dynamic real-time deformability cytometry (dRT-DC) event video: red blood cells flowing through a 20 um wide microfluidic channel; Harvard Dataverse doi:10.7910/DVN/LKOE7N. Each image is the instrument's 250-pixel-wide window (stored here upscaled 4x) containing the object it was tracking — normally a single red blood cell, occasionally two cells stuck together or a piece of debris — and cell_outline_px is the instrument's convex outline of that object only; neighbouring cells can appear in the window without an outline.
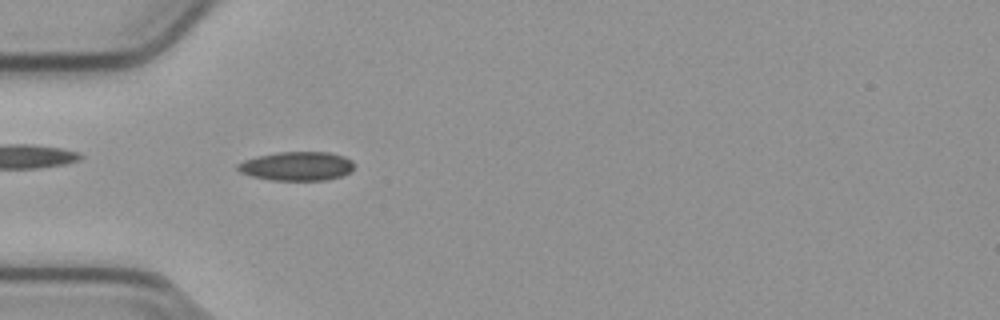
{"species": "common noctule bat (a hibernating species)", "species_latin": "Nyctalus noctula", "temperature_condition": "cold", "stored_images_in_passage": 35, "camera_frame_rate_fps": 3000, "um_per_image_px": 0.085, "animal": {"sex": "male", "body_mass_g": 23.1, "forearm_length_mm": 52.7}, "frame": {"image": 1, "passage_image": 5, "time_ms": 1.333, "image_size_px": [1000, 320], "cell_outline_px": [[352, 172], [344, 176], [324, 180], [272, 180], [252, 176], [240, 172], [236, 168], [236, 164], [244, 160], [256, 156], [280, 152], [328, 152], [344, 156], [352, 160]], "centroid_in_image_um": [25.23, 14.12], "position_along_channel_um": 59.8, "area_um2": 19.71}}
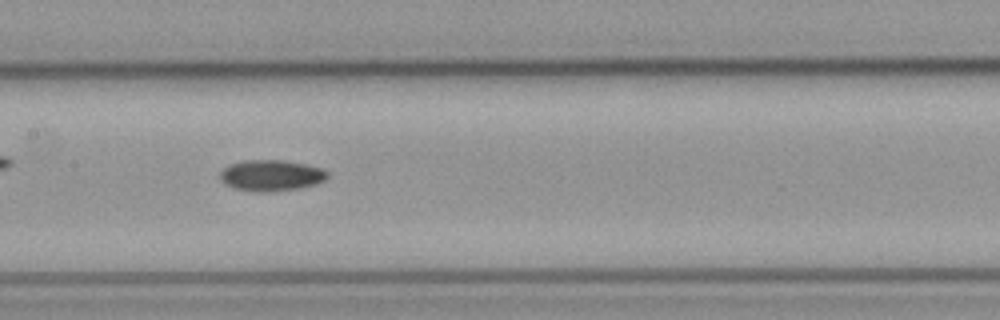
{"frame": {"image": 2, "passage_image": 15, "time_ms": 4.667, "image_size_px": [1000, 320], "cell_outline_px": [[328, 176], [324, 180], [316, 184], [300, 188], [268, 192], [256, 192], [236, 188], [228, 184], [220, 176], [220, 172], [228, 164], [244, 160], [284, 160], [304, 164], [320, 168], [328, 172]], "centroid_in_image_um": [23.07, 14.9], "position_along_channel_um": 184.3, "area_um2": 19.25}}
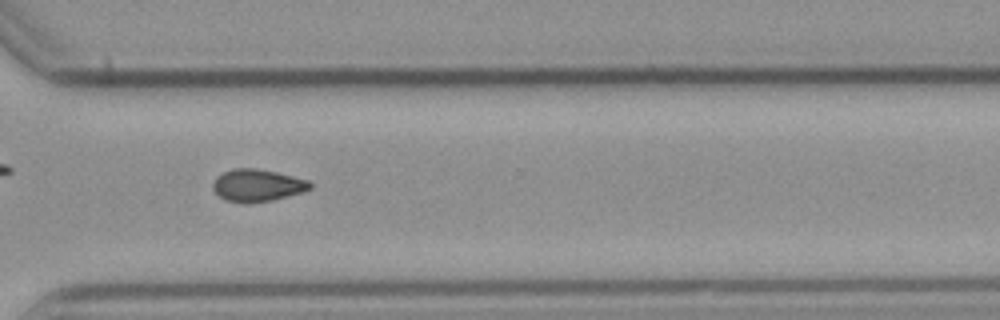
{"frame": {"image": 3, "passage_image": 28, "time_ms": 9.0, "image_size_px": [1000, 320], "cell_outline_px": [[312, 188], [304, 192], [272, 200], [252, 204], [244, 204], [224, 200], [212, 188], [212, 184], [216, 176], [224, 172], [236, 168], [256, 168], [276, 172], [308, 180], [312, 184]], "centroid_in_image_um": [21.87, 15.77], "position_along_channel_um": 348.7, "area_um2": 18.5}}